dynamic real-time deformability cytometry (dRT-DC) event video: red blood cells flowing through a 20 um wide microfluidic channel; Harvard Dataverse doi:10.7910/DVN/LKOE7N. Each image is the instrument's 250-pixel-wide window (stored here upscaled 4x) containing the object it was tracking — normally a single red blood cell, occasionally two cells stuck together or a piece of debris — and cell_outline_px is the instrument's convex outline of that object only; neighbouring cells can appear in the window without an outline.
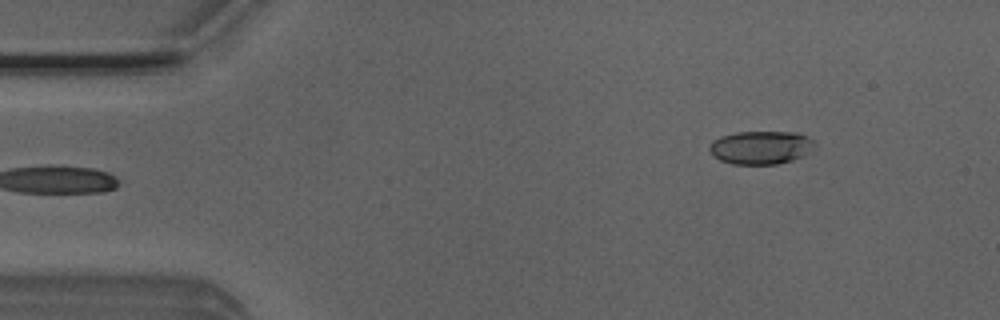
{"species": "Egyptian fruit bat (a non-hibernating species)", "species_latin": "Rousettus aegyptiacus", "temperature_condition": "room temperature", "stored_images_in_passage": 4, "camera_frame_rate_fps": 3000, "um_per_image_px": 0.085, "animal": {"sex": "male"}, "frame": {"image": 1, "passage_image": 4, "time_ms": 1.0, "image_size_px": [1000, 320], "cell_outline_px": [[816, 144], [808, 152], [792, 160], [776, 164], [732, 164], [720, 160], [712, 156], [708, 148], [708, 144], [712, 140], [720, 136], [736, 132], [800, 132], [816, 140]], "centroid_in_image_um": [64.64, 12.52], "position_along_channel_um": 20.4, "area_um2": 20.69}}